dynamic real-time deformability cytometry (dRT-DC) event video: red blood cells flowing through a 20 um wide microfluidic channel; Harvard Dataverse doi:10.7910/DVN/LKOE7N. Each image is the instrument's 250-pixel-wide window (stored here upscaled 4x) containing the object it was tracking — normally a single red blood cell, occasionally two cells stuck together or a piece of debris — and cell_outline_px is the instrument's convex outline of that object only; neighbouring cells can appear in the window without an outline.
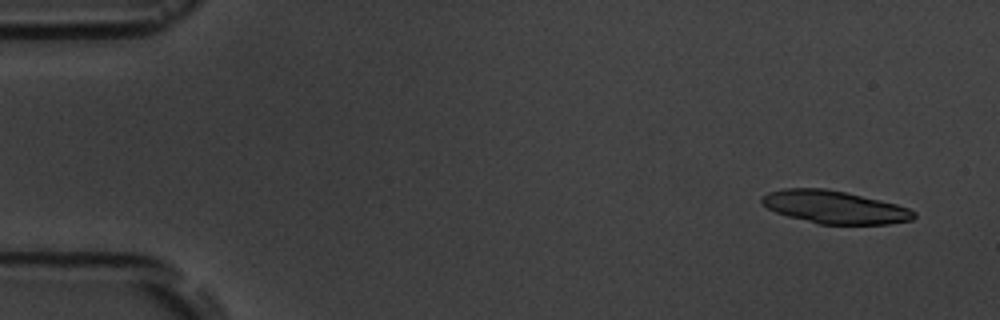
{"species": "common noctule bat (a hibernating species)", "species_latin": "Nyctalus noctula", "temperature_condition": "room temperature", "stored_images_in_passage": 5, "camera_frame_rate_fps": 3000, "um_per_image_px": 0.085, "animal": {"sex": "male", "body_mass_g": 19.5, "forearm_length_mm": 54.6}, "frame": {"image": 1, "passage_image": 1, "time_ms": 0.0, "image_size_px": [1000, 320], "cell_outline_px": [[916, 216], [912, 220], [888, 224], [820, 224], [788, 216], [776, 212], [768, 208], [760, 200], [768, 192], [784, 188], [824, 188], [844, 192], [880, 200], [896, 204], [908, 208], [916, 212]], "centroid_in_image_um": [70.95, 17.61], "position_along_channel_um": 14.0, "area_um2": 28.78}}